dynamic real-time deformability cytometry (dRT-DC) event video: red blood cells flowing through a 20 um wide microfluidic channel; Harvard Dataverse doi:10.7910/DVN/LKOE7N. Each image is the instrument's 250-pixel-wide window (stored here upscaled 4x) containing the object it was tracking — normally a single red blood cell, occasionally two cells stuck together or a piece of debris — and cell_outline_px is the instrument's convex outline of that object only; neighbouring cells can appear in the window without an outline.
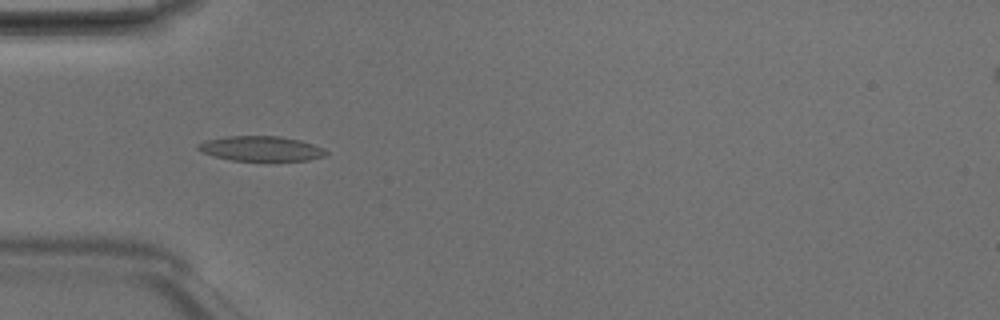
{"species": "Egyptian fruit bat (a non-hibernating species)", "species_latin": "Rousettus aegyptiacus", "temperature_condition": "room temperature", "stored_images_in_passage": 6, "camera_frame_rate_fps": 3000, "um_per_image_px": 0.085, "animal": {"sex": "male"}, "frame": {"image": 1, "passage_image": 2, "time_ms": 0.333, "image_size_px": [1000, 320], "cell_outline_px": [[328, 152], [324, 156], [308, 160], [232, 160], [212, 156], [200, 152], [196, 148], [196, 144], [204, 140], [228, 136], [280, 136], [300, 140], [324, 148]], "centroid_in_image_um": [22.12, 12.62], "position_along_channel_um": 62.9, "area_um2": 18.61}}
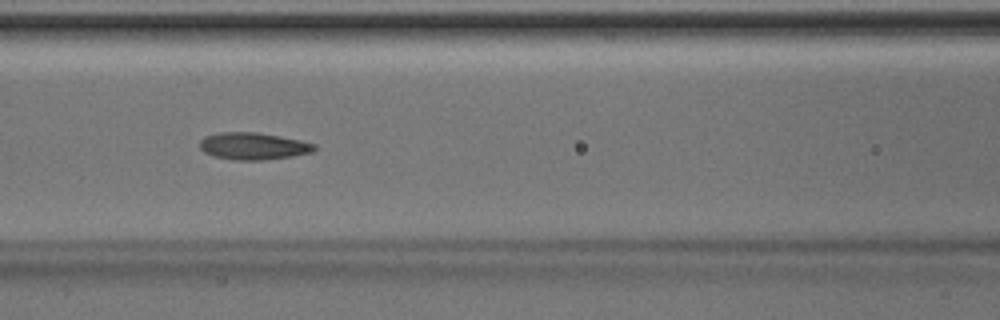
{"frame": {"image": 2, "passage_image": 4, "time_ms": 1.0, "image_size_px": [1000, 320], "cell_outline_px": [[316, 148], [312, 152], [292, 156], [260, 160], [232, 160], [212, 156], [204, 152], [200, 148], [200, 140], [204, 136], [220, 132], [256, 132], [280, 136], [300, 140], [316, 144]], "centroid_in_image_um": [21.5, 12.42], "position_along_channel_um": 145.1, "area_um2": 18.15}}